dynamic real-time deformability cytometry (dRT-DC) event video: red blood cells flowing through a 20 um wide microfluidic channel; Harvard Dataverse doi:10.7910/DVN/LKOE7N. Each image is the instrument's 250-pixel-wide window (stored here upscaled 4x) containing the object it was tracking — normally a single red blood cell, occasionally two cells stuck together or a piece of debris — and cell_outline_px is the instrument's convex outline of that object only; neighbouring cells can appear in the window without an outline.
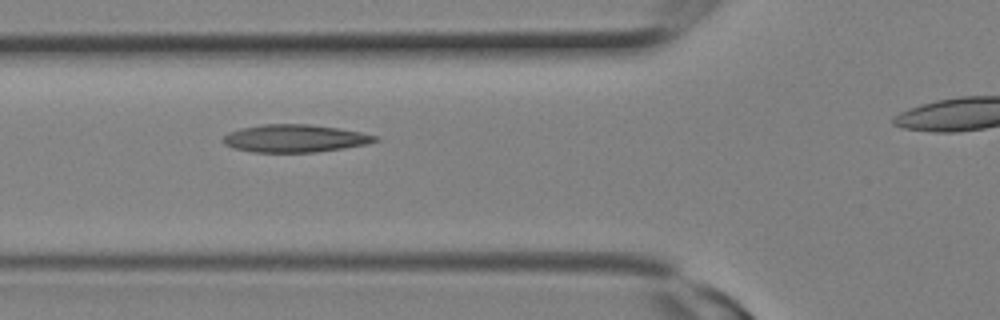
{"species": "Egyptian fruit bat (a non-hibernating species)", "species_latin": "Rousettus aegyptiacus", "temperature_condition": "room temperature", "stored_images_in_passage": 19, "camera_frame_rate_fps": 3000, "um_per_image_px": 0.085, "animal": {"sex": "female"}, "frame": {"image": 1, "passage_image": 6, "time_ms": 1.667, "image_size_px": [1000, 320], "cell_outline_px": [[380, 140], [368, 144], [344, 148], [316, 152], [252, 152], [232, 148], [224, 144], [224, 136], [228, 132], [240, 128], [260, 124], [308, 124], [340, 128], [380, 136]], "centroid_in_image_um": [25.09, 11.76], "position_along_channel_um": 100.7, "area_um2": 24.74}}
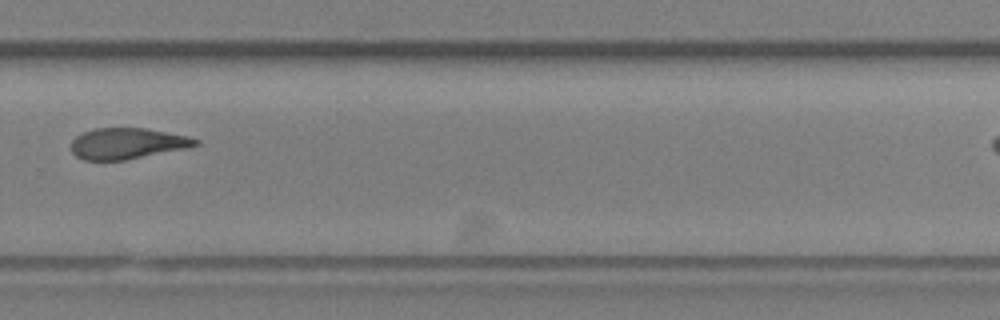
{"frame": {"image": 2, "passage_image": 14, "time_ms": 4.333, "image_size_px": [1000, 320], "cell_outline_px": [[200, 144], [188, 148], [124, 160], [84, 160], [76, 156], [72, 152], [72, 140], [76, 136], [84, 132], [96, 128], [144, 128], [188, 136], [200, 140]], "centroid_in_image_um": [10.84, 12.2], "position_along_channel_um": 319.0, "area_um2": 22.37}}
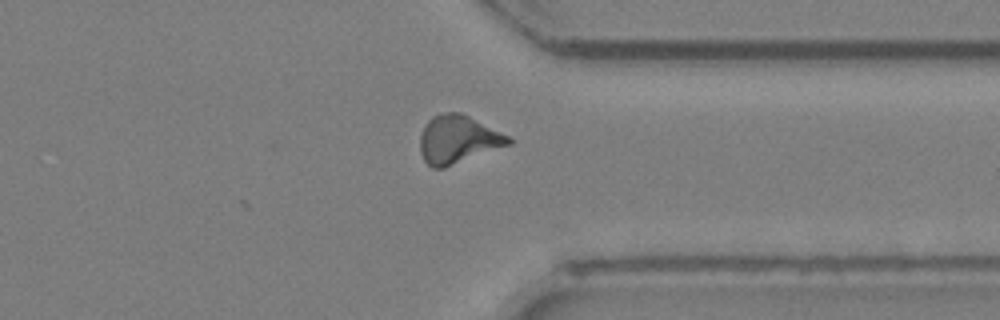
{"frame": {"image": 3, "passage_image": 16, "time_ms": 5.0, "image_size_px": [1000, 320], "cell_outline_px": [[512, 144], [444, 168], [432, 168], [424, 160], [420, 152], [420, 136], [424, 124], [432, 116], [448, 112], [460, 112], [508, 136], [512, 140]], "centroid_in_image_um": [38.9, 11.87], "position_along_channel_um": 372.5, "area_um2": 24.62}}